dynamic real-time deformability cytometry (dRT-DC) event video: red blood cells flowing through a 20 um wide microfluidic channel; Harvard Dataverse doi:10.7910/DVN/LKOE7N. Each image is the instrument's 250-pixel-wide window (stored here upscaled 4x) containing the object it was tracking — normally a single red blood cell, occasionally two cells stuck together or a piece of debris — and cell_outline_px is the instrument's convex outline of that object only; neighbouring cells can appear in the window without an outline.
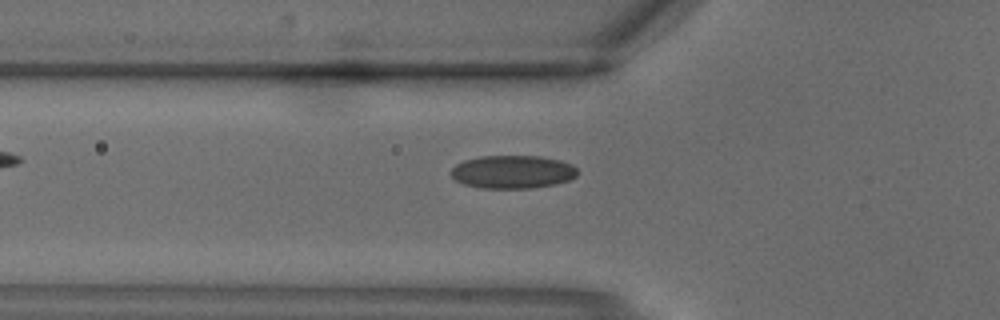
{"species": "common noctule bat (a hibernating species)", "species_latin": "Nyctalus noctula", "temperature_condition": "warm", "stored_images_in_passage": 2, "camera_frame_rate_fps": 3000, "um_per_image_px": 0.085, "animal": {"sex": "male", "body_mass_g": 18.8}, "frame": {"image": 1, "passage_image": 2, "time_ms": 0.333, "image_size_px": [1000, 320], "cell_outline_px": [[580, 172], [576, 176], [568, 180], [556, 184], [532, 188], [480, 188], [464, 184], [456, 180], [452, 176], [452, 168], [456, 164], [464, 160], [480, 156], [540, 156], [560, 160], [572, 164]], "centroid_in_image_um": [43.6, 14.61], "position_along_channel_um": 82.2, "area_um2": 24.51}}